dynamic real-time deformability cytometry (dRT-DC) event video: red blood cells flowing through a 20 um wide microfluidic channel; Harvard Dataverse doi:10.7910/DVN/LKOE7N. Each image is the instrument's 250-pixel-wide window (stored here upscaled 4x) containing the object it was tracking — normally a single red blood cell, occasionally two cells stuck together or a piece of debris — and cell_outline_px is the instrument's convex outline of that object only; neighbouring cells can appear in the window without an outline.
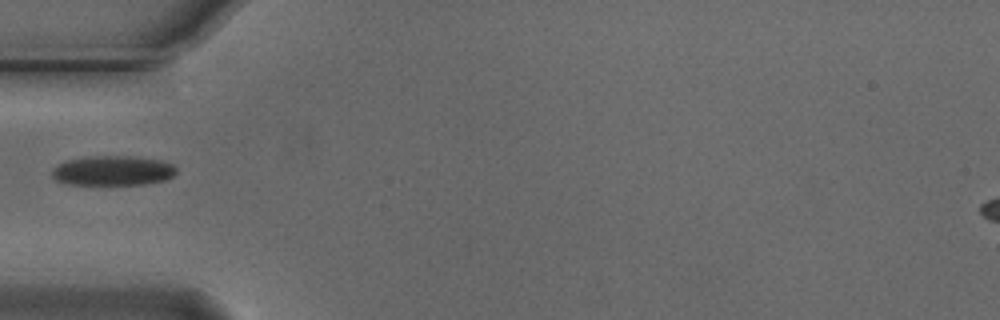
{"species": "Egyptian fruit bat (a non-hibernating species)", "species_latin": "Rousettus aegyptiacus", "temperature_condition": "cold", "stored_images_in_passage": 38, "camera_frame_rate_fps": 3000, "um_per_image_px": 0.085, "animal": {"sex": "male"}, "frame": {"image": 1, "passage_image": 1, "time_ms": 0.0, "image_size_px": [1000, 320], "cell_outline_px": [[176, 172], [172, 176], [164, 180], [144, 184], [72, 184], [56, 180], [52, 176], [52, 168], [56, 164], [64, 160], [88, 156], [132, 156], [160, 160], [172, 164], [176, 168]], "centroid_in_image_um": [9.55, 14.49], "position_along_channel_um": 75.4, "area_um2": 21.56}}
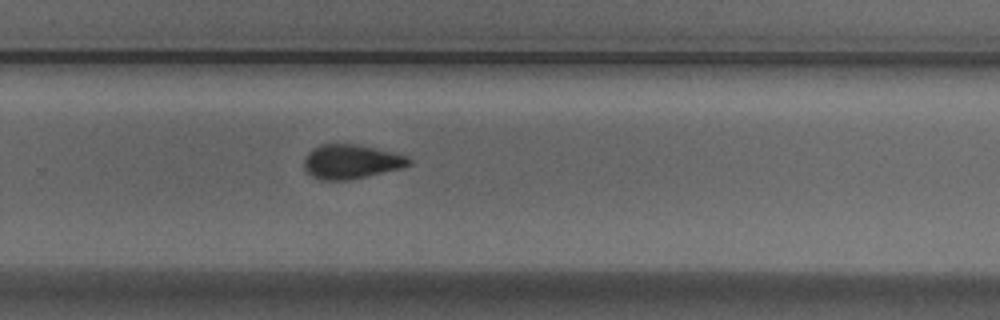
{"frame": {"image": 2, "passage_image": 19, "time_ms": 6.0, "image_size_px": [1000, 320], "cell_outline_px": [[412, 164], [404, 168], [348, 180], [320, 180], [304, 172], [304, 156], [312, 148], [320, 144], [360, 144], [396, 152], [408, 156], [412, 160]], "centroid_in_image_um": [29.87, 13.73], "position_along_channel_um": 299.9, "area_um2": 21.5}}
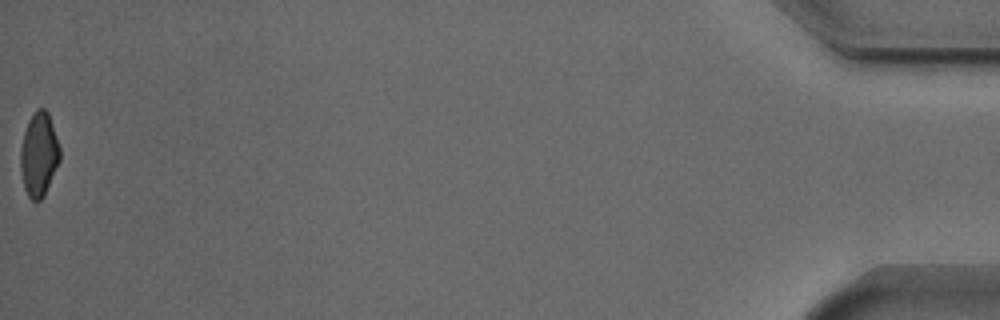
{"frame": {"image": 3, "passage_image": 38, "time_ms": 12.333, "image_size_px": [1000, 320], "cell_outline_px": [[60, 160], [44, 196], [36, 204], [28, 196], [24, 188], [20, 168], [20, 148], [24, 132], [28, 120], [36, 108], [44, 108], [48, 112], [60, 148]], "centroid_in_image_um": [3.3, 13.14], "position_along_channel_um": 431.9, "area_um2": 19.42}}